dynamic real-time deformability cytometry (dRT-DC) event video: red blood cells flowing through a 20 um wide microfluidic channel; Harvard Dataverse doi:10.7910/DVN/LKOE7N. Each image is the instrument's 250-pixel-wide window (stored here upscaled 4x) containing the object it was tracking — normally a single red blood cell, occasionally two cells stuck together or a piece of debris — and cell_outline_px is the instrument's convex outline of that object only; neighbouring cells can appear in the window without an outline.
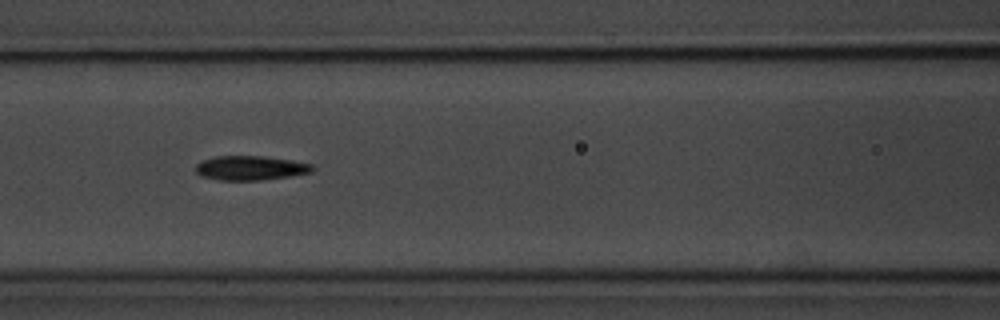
{"species": "common noctule bat (a hibernating species)", "species_latin": "Nyctalus noctula", "temperature_condition": "room temperature", "stored_images_in_passage": 41, "camera_frame_rate_fps": 3000, "um_per_image_px": 0.085, "animal": {"sex": "male", "body_mass_g": 20.1, "forearm_length_mm": 53.5}, "frame": {"image": 1, "passage_image": 12, "time_ms": 3.667, "image_size_px": [1000, 320], "cell_outline_px": [[316, 168], [312, 172], [292, 176], [260, 180], [220, 180], [200, 176], [196, 172], [196, 164], [204, 160], [216, 156], [264, 156], [292, 160], [312, 164]], "centroid_in_image_um": [21.32, 14.28], "position_along_channel_um": 145.3, "area_um2": 16.65}, "authors_computed_cell_mechanics": {"area_um2": 16.2418, "velocity_mm_per_s": 3.5972, "shape_relaxation_time_tau1_ms": 2.7628, "shape_relaxation_time_tau2_ms": 3.487, "deformation_change_tau1": 0.1551, "deformation_change_tau2": 0.1255}}